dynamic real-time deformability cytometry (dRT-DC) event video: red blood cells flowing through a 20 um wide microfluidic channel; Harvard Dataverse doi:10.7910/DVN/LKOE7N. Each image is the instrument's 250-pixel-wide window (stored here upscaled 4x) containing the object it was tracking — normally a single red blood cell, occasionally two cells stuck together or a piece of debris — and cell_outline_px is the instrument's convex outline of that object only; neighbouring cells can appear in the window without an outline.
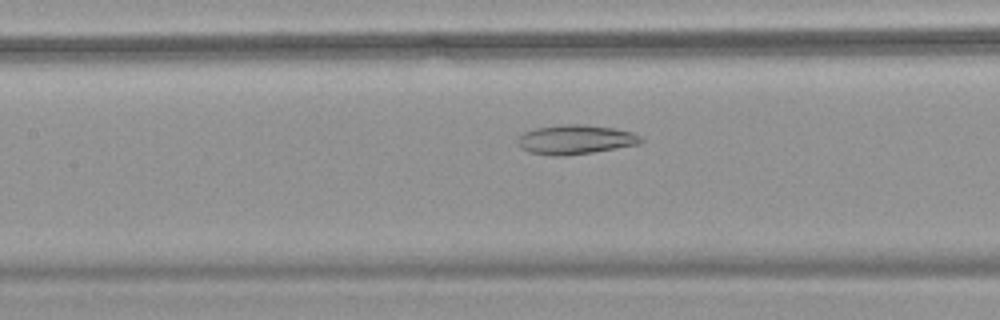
{"species": "common noctule bat (a hibernating species)", "species_latin": "Nyctalus noctula", "temperature_condition": "warm", "stored_images_in_passage": 56, "camera_frame_rate_fps": 3000, "um_per_image_px": 0.085, "animal": {"sex": "female", "body_mass_g": 18.4}, "frame": {"image": 1, "passage_image": 27, "time_ms": 8.667, "image_size_px": [1000, 320], "cell_outline_px": [[644, 140], [640, 144], [592, 152], [528, 152], [520, 148], [516, 140], [516, 136], [524, 132], [536, 128], [564, 124], [584, 124], [616, 128], [632, 132], [640, 136]], "centroid_in_image_um": [48.95, 11.79], "position_along_channel_um": 158.4, "area_um2": 20.23}}
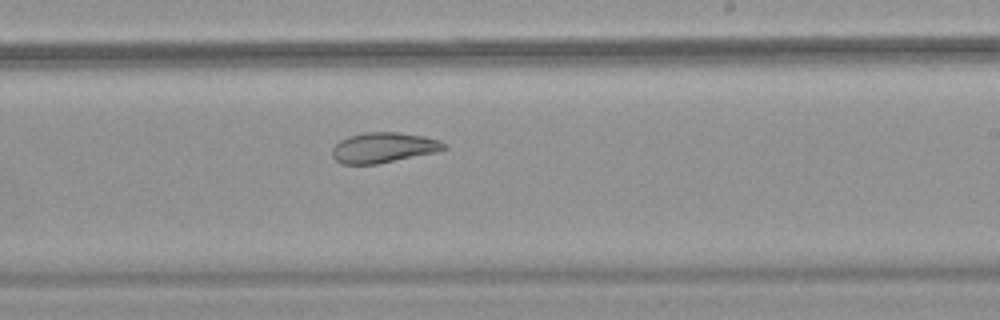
{"frame": {"image": 2, "passage_image": 35, "time_ms": 11.333, "image_size_px": [1000, 320], "cell_outline_px": [[448, 148], [440, 152], [376, 164], [340, 164], [332, 156], [332, 148], [340, 140], [348, 136], [364, 132], [396, 132], [424, 136], [440, 140], [448, 144]], "centroid_in_image_um": [32.64, 12.55], "position_along_channel_um": 256.4, "area_um2": 20.06}}
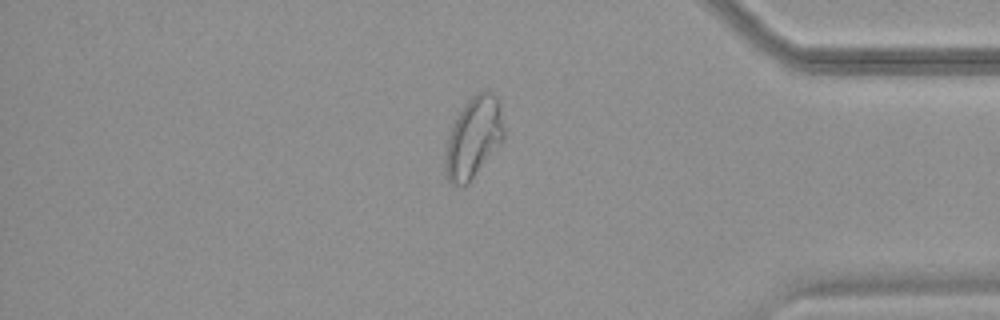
{"frame": {"image": 3, "passage_image": 48, "time_ms": 15.667, "image_size_px": [1000, 320], "cell_outline_px": [[504, 140], [468, 184], [452, 184], [448, 180], [444, 168], [444, 156], [452, 124], [468, 100], [472, 96], [484, 88], [492, 92], [496, 96], [500, 104], [504, 128]], "centroid_in_image_um": [40.27, 11.68], "position_along_channel_um": 394.9, "area_um2": 27.69}, "authors_computed_cell_mechanics": {"area_um2": 27.7151, "velocity_mm_per_s": 3.6959, "shape_relaxation_time_tau1_ms": null, "shape_relaxation_time_tau2_ms": 3.2594, "deformation_change_tau1": null, "deformation_change_tau2": 0.0908}}